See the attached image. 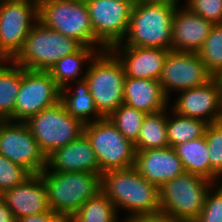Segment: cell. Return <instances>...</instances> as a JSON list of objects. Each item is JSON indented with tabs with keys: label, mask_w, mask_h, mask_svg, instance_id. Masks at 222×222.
Instances as JSON below:
<instances>
[{
	"label": "cell",
	"mask_w": 222,
	"mask_h": 222,
	"mask_svg": "<svg viewBox=\"0 0 222 222\" xmlns=\"http://www.w3.org/2000/svg\"><path fill=\"white\" fill-rule=\"evenodd\" d=\"M31 175L23 166L0 154V191L2 193L23 183Z\"/></svg>",
	"instance_id": "cell-31"
},
{
	"label": "cell",
	"mask_w": 222,
	"mask_h": 222,
	"mask_svg": "<svg viewBox=\"0 0 222 222\" xmlns=\"http://www.w3.org/2000/svg\"><path fill=\"white\" fill-rule=\"evenodd\" d=\"M61 88L60 102L65 110L74 118L81 120L84 124L95 122L103 117L96 109L93 97L89 91V85L84 79Z\"/></svg>",
	"instance_id": "cell-23"
},
{
	"label": "cell",
	"mask_w": 222,
	"mask_h": 222,
	"mask_svg": "<svg viewBox=\"0 0 222 222\" xmlns=\"http://www.w3.org/2000/svg\"><path fill=\"white\" fill-rule=\"evenodd\" d=\"M167 111L168 109H164L160 112L146 115L139 137L134 143L136 152L169 147Z\"/></svg>",
	"instance_id": "cell-26"
},
{
	"label": "cell",
	"mask_w": 222,
	"mask_h": 222,
	"mask_svg": "<svg viewBox=\"0 0 222 222\" xmlns=\"http://www.w3.org/2000/svg\"><path fill=\"white\" fill-rule=\"evenodd\" d=\"M214 184L191 173L176 176L159 188L161 213L193 222L202 211L206 195Z\"/></svg>",
	"instance_id": "cell-6"
},
{
	"label": "cell",
	"mask_w": 222,
	"mask_h": 222,
	"mask_svg": "<svg viewBox=\"0 0 222 222\" xmlns=\"http://www.w3.org/2000/svg\"><path fill=\"white\" fill-rule=\"evenodd\" d=\"M205 139L210 166L222 178V122L208 124Z\"/></svg>",
	"instance_id": "cell-32"
},
{
	"label": "cell",
	"mask_w": 222,
	"mask_h": 222,
	"mask_svg": "<svg viewBox=\"0 0 222 222\" xmlns=\"http://www.w3.org/2000/svg\"><path fill=\"white\" fill-rule=\"evenodd\" d=\"M169 111L171 112H167V135L170 147L174 148L181 143L205 136L208 123L178 115L171 109Z\"/></svg>",
	"instance_id": "cell-27"
},
{
	"label": "cell",
	"mask_w": 222,
	"mask_h": 222,
	"mask_svg": "<svg viewBox=\"0 0 222 222\" xmlns=\"http://www.w3.org/2000/svg\"><path fill=\"white\" fill-rule=\"evenodd\" d=\"M174 150L183 163L186 173L198 175L215 184L222 181V178L210 166L205 136L181 143L175 146Z\"/></svg>",
	"instance_id": "cell-22"
},
{
	"label": "cell",
	"mask_w": 222,
	"mask_h": 222,
	"mask_svg": "<svg viewBox=\"0 0 222 222\" xmlns=\"http://www.w3.org/2000/svg\"><path fill=\"white\" fill-rule=\"evenodd\" d=\"M45 171L89 172L101 175L95 151L83 134L79 139L57 148L47 156Z\"/></svg>",
	"instance_id": "cell-20"
},
{
	"label": "cell",
	"mask_w": 222,
	"mask_h": 222,
	"mask_svg": "<svg viewBox=\"0 0 222 222\" xmlns=\"http://www.w3.org/2000/svg\"><path fill=\"white\" fill-rule=\"evenodd\" d=\"M40 175L46 185L49 208L71 217L101 191V175L98 174L43 170Z\"/></svg>",
	"instance_id": "cell-4"
},
{
	"label": "cell",
	"mask_w": 222,
	"mask_h": 222,
	"mask_svg": "<svg viewBox=\"0 0 222 222\" xmlns=\"http://www.w3.org/2000/svg\"><path fill=\"white\" fill-rule=\"evenodd\" d=\"M118 214L112 201L100 191L82 204L72 216V222H114Z\"/></svg>",
	"instance_id": "cell-28"
},
{
	"label": "cell",
	"mask_w": 222,
	"mask_h": 222,
	"mask_svg": "<svg viewBox=\"0 0 222 222\" xmlns=\"http://www.w3.org/2000/svg\"><path fill=\"white\" fill-rule=\"evenodd\" d=\"M25 123L46 157L57 148L79 139L85 126L81 120L72 117L61 102L41 110Z\"/></svg>",
	"instance_id": "cell-7"
},
{
	"label": "cell",
	"mask_w": 222,
	"mask_h": 222,
	"mask_svg": "<svg viewBox=\"0 0 222 222\" xmlns=\"http://www.w3.org/2000/svg\"><path fill=\"white\" fill-rule=\"evenodd\" d=\"M39 21L38 0H0V54L13 60Z\"/></svg>",
	"instance_id": "cell-10"
},
{
	"label": "cell",
	"mask_w": 222,
	"mask_h": 222,
	"mask_svg": "<svg viewBox=\"0 0 222 222\" xmlns=\"http://www.w3.org/2000/svg\"><path fill=\"white\" fill-rule=\"evenodd\" d=\"M0 154L31 174H40L47 166V157L22 121L0 120Z\"/></svg>",
	"instance_id": "cell-13"
},
{
	"label": "cell",
	"mask_w": 222,
	"mask_h": 222,
	"mask_svg": "<svg viewBox=\"0 0 222 222\" xmlns=\"http://www.w3.org/2000/svg\"><path fill=\"white\" fill-rule=\"evenodd\" d=\"M84 135L95 151L102 173L134 166V143L126 139L108 117L85 124Z\"/></svg>",
	"instance_id": "cell-9"
},
{
	"label": "cell",
	"mask_w": 222,
	"mask_h": 222,
	"mask_svg": "<svg viewBox=\"0 0 222 222\" xmlns=\"http://www.w3.org/2000/svg\"><path fill=\"white\" fill-rule=\"evenodd\" d=\"M98 52L96 47L81 46L74 53L57 61L48 72L60 88L66 87L72 82L85 78L87 73L85 65L88 66ZM84 66L86 69L83 72Z\"/></svg>",
	"instance_id": "cell-24"
},
{
	"label": "cell",
	"mask_w": 222,
	"mask_h": 222,
	"mask_svg": "<svg viewBox=\"0 0 222 222\" xmlns=\"http://www.w3.org/2000/svg\"><path fill=\"white\" fill-rule=\"evenodd\" d=\"M177 3L139 0L134 3L124 40L115 46L158 47L171 50L172 21Z\"/></svg>",
	"instance_id": "cell-2"
},
{
	"label": "cell",
	"mask_w": 222,
	"mask_h": 222,
	"mask_svg": "<svg viewBox=\"0 0 222 222\" xmlns=\"http://www.w3.org/2000/svg\"><path fill=\"white\" fill-rule=\"evenodd\" d=\"M61 88L48 71L21 67V83L13 111V121L25 122L41 110L60 102Z\"/></svg>",
	"instance_id": "cell-12"
},
{
	"label": "cell",
	"mask_w": 222,
	"mask_h": 222,
	"mask_svg": "<svg viewBox=\"0 0 222 222\" xmlns=\"http://www.w3.org/2000/svg\"><path fill=\"white\" fill-rule=\"evenodd\" d=\"M21 83V66L13 60L0 63V120L13 121V111Z\"/></svg>",
	"instance_id": "cell-25"
},
{
	"label": "cell",
	"mask_w": 222,
	"mask_h": 222,
	"mask_svg": "<svg viewBox=\"0 0 222 222\" xmlns=\"http://www.w3.org/2000/svg\"><path fill=\"white\" fill-rule=\"evenodd\" d=\"M99 51L121 43L127 33L135 1L85 0Z\"/></svg>",
	"instance_id": "cell-11"
},
{
	"label": "cell",
	"mask_w": 222,
	"mask_h": 222,
	"mask_svg": "<svg viewBox=\"0 0 222 222\" xmlns=\"http://www.w3.org/2000/svg\"><path fill=\"white\" fill-rule=\"evenodd\" d=\"M213 78L197 52L169 50L159 83L169 99L173 91L203 86Z\"/></svg>",
	"instance_id": "cell-14"
},
{
	"label": "cell",
	"mask_w": 222,
	"mask_h": 222,
	"mask_svg": "<svg viewBox=\"0 0 222 222\" xmlns=\"http://www.w3.org/2000/svg\"><path fill=\"white\" fill-rule=\"evenodd\" d=\"M134 167L141 176L159 188L185 173L183 163L170 146L136 152Z\"/></svg>",
	"instance_id": "cell-18"
},
{
	"label": "cell",
	"mask_w": 222,
	"mask_h": 222,
	"mask_svg": "<svg viewBox=\"0 0 222 222\" xmlns=\"http://www.w3.org/2000/svg\"><path fill=\"white\" fill-rule=\"evenodd\" d=\"M219 122H222V94H221V103H220V120Z\"/></svg>",
	"instance_id": "cell-39"
},
{
	"label": "cell",
	"mask_w": 222,
	"mask_h": 222,
	"mask_svg": "<svg viewBox=\"0 0 222 222\" xmlns=\"http://www.w3.org/2000/svg\"><path fill=\"white\" fill-rule=\"evenodd\" d=\"M39 21L47 28L95 47V36L85 0H38Z\"/></svg>",
	"instance_id": "cell-8"
},
{
	"label": "cell",
	"mask_w": 222,
	"mask_h": 222,
	"mask_svg": "<svg viewBox=\"0 0 222 222\" xmlns=\"http://www.w3.org/2000/svg\"><path fill=\"white\" fill-rule=\"evenodd\" d=\"M16 222H72V217L68 213L52 211L34 214L19 218Z\"/></svg>",
	"instance_id": "cell-35"
},
{
	"label": "cell",
	"mask_w": 222,
	"mask_h": 222,
	"mask_svg": "<svg viewBox=\"0 0 222 222\" xmlns=\"http://www.w3.org/2000/svg\"><path fill=\"white\" fill-rule=\"evenodd\" d=\"M168 1H172V2H175V3H177V4L182 3V2H181V1H179V0H168Z\"/></svg>",
	"instance_id": "cell-42"
},
{
	"label": "cell",
	"mask_w": 222,
	"mask_h": 222,
	"mask_svg": "<svg viewBox=\"0 0 222 222\" xmlns=\"http://www.w3.org/2000/svg\"><path fill=\"white\" fill-rule=\"evenodd\" d=\"M126 77L159 81L169 50L158 47L112 46Z\"/></svg>",
	"instance_id": "cell-16"
},
{
	"label": "cell",
	"mask_w": 222,
	"mask_h": 222,
	"mask_svg": "<svg viewBox=\"0 0 222 222\" xmlns=\"http://www.w3.org/2000/svg\"><path fill=\"white\" fill-rule=\"evenodd\" d=\"M146 115L123 103L108 118L126 139L135 143Z\"/></svg>",
	"instance_id": "cell-29"
},
{
	"label": "cell",
	"mask_w": 222,
	"mask_h": 222,
	"mask_svg": "<svg viewBox=\"0 0 222 222\" xmlns=\"http://www.w3.org/2000/svg\"><path fill=\"white\" fill-rule=\"evenodd\" d=\"M82 45L75 39L47 28L38 21L25 39L23 49L13 61L24 69L48 71L61 58Z\"/></svg>",
	"instance_id": "cell-5"
},
{
	"label": "cell",
	"mask_w": 222,
	"mask_h": 222,
	"mask_svg": "<svg viewBox=\"0 0 222 222\" xmlns=\"http://www.w3.org/2000/svg\"><path fill=\"white\" fill-rule=\"evenodd\" d=\"M207 70L217 77L222 71V24H215L197 52Z\"/></svg>",
	"instance_id": "cell-30"
},
{
	"label": "cell",
	"mask_w": 222,
	"mask_h": 222,
	"mask_svg": "<svg viewBox=\"0 0 222 222\" xmlns=\"http://www.w3.org/2000/svg\"><path fill=\"white\" fill-rule=\"evenodd\" d=\"M2 199L16 220L50 210L46 185L40 174H32L23 183L4 191Z\"/></svg>",
	"instance_id": "cell-19"
},
{
	"label": "cell",
	"mask_w": 222,
	"mask_h": 222,
	"mask_svg": "<svg viewBox=\"0 0 222 222\" xmlns=\"http://www.w3.org/2000/svg\"><path fill=\"white\" fill-rule=\"evenodd\" d=\"M101 191L116 211H127V218L160 213L159 187L147 181L133 167L101 173Z\"/></svg>",
	"instance_id": "cell-1"
},
{
	"label": "cell",
	"mask_w": 222,
	"mask_h": 222,
	"mask_svg": "<svg viewBox=\"0 0 222 222\" xmlns=\"http://www.w3.org/2000/svg\"><path fill=\"white\" fill-rule=\"evenodd\" d=\"M6 59L0 54V63L4 62Z\"/></svg>",
	"instance_id": "cell-41"
},
{
	"label": "cell",
	"mask_w": 222,
	"mask_h": 222,
	"mask_svg": "<svg viewBox=\"0 0 222 222\" xmlns=\"http://www.w3.org/2000/svg\"><path fill=\"white\" fill-rule=\"evenodd\" d=\"M219 81V84L222 86V71L220 72V74L216 77Z\"/></svg>",
	"instance_id": "cell-40"
},
{
	"label": "cell",
	"mask_w": 222,
	"mask_h": 222,
	"mask_svg": "<svg viewBox=\"0 0 222 222\" xmlns=\"http://www.w3.org/2000/svg\"><path fill=\"white\" fill-rule=\"evenodd\" d=\"M168 99L159 81L125 77L123 103L147 114L170 109Z\"/></svg>",
	"instance_id": "cell-21"
},
{
	"label": "cell",
	"mask_w": 222,
	"mask_h": 222,
	"mask_svg": "<svg viewBox=\"0 0 222 222\" xmlns=\"http://www.w3.org/2000/svg\"><path fill=\"white\" fill-rule=\"evenodd\" d=\"M180 6L177 4L172 21L171 50L198 52L214 24L195 14L184 4Z\"/></svg>",
	"instance_id": "cell-17"
},
{
	"label": "cell",
	"mask_w": 222,
	"mask_h": 222,
	"mask_svg": "<svg viewBox=\"0 0 222 222\" xmlns=\"http://www.w3.org/2000/svg\"><path fill=\"white\" fill-rule=\"evenodd\" d=\"M125 77L121 62L109 49L99 51L87 66L85 80L103 118L123 104Z\"/></svg>",
	"instance_id": "cell-3"
},
{
	"label": "cell",
	"mask_w": 222,
	"mask_h": 222,
	"mask_svg": "<svg viewBox=\"0 0 222 222\" xmlns=\"http://www.w3.org/2000/svg\"><path fill=\"white\" fill-rule=\"evenodd\" d=\"M119 219H120V218L118 217L114 222H121V221H119ZM122 221H123V222H131V219L123 216V220H122Z\"/></svg>",
	"instance_id": "cell-38"
},
{
	"label": "cell",
	"mask_w": 222,
	"mask_h": 222,
	"mask_svg": "<svg viewBox=\"0 0 222 222\" xmlns=\"http://www.w3.org/2000/svg\"><path fill=\"white\" fill-rule=\"evenodd\" d=\"M193 222H222V186L219 183L210 188L202 211Z\"/></svg>",
	"instance_id": "cell-33"
},
{
	"label": "cell",
	"mask_w": 222,
	"mask_h": 222,
	"mask_svg": "<svg viewBox=\"0 0 222 222\" xmlns=\"http://www.w3.org/2000/svg\"><path fill=\"white\" fill-rule=\"evenodd\" d=\"M0 222H16L15 216L2 198L0 199Z\"/></svg>",
	"instance_id": "cell-37"
},
{
	"label": "cell",
	"mask_w": 222,
	"mask_h": 222,
	"mask_svg": "<svg viewBox=\"0 0 222 222\" xmlns=\"http://www.w3.org/2000/svg\"><path fill=\"white\" fill-rule=\"evenodd\" d=\"M184 5L215 24H222V0H184Z\"/></svg>",
	"instance_id": "cell-34"
},
{
	"label": "cell",
	"mask_w": 222,
	"mask_h": 222,
	"mask_svg": "<svg viewBox=\"0 0 222 222\" xmlns=\"http://www.w3.org/2000/svg\"><path fill=\"white\" fill-rule=\"evenodd\" d=\"M131 222H185L181 219L165 215L164 213L151 214L147 216H138L131 219Z\"/></svg>",
	"instance_id": "cell-36"
},
{
	"label": "cell",
	"mask_w": 222,
	"mask_h": 222,
	"mask_svg": "<svg viewBox=\"0 0 222 222\" xmlns=\"http://www.w3.org/2000/svg\"><path fill=\"white\" fill-rule=\"evenodd\" d=\"M222 86L214 77L203 86L180 91L170 107L176 114L205 121L219 122Z\"/></svg>",
	"instance_id": "cell-15"
}]
</instances>
